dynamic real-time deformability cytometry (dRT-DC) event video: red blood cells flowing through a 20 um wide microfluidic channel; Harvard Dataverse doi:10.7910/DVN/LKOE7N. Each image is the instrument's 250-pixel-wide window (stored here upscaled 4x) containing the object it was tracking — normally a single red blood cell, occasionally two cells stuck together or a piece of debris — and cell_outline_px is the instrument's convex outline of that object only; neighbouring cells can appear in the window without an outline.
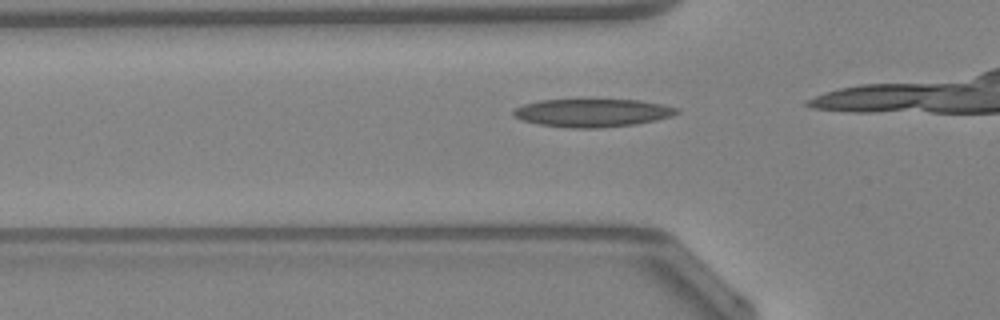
{"species": "Egyptian fruit bat (a non-hibernating species)", "species_latin": "Rousettus aegyptiacus", "temperature_condition": "warm", "stored_images_in_passage": 13, "camera_frame_rate_fps": 3000, "um_per_image_px": 0.085, "animal": {"sex": "female"}, "frame": {"image": 1, "passage_image": 8, "time_ms": 2.333, "image_size_px": [1000, 320], "cell_outline_px": [[680, 112], [672, 116], [656, 120], [636, 124], [596, 128], [572, 128], [540, 124], [520, 120], [512, 116], [512, 112], [516, 108], [524, 104], [540, 100], [640, 100], [680, 108]], "centroid_in_image_um": [50.36, 9.59], "position_along_channel_um": 75.4, "area_um2": 26.65}}